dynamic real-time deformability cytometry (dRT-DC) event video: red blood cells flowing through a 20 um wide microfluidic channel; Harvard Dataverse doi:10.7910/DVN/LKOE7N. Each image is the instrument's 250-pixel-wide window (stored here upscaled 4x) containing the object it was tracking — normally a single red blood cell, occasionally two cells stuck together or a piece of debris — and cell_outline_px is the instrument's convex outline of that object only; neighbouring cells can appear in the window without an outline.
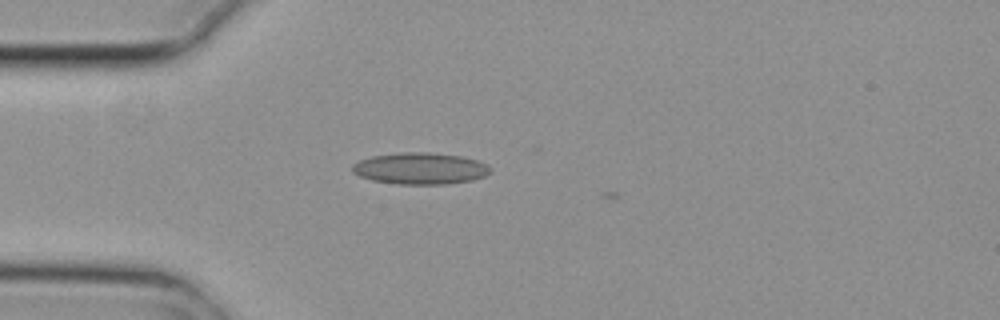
{"species": "common noctule bat (a hibernating species)", "species_latin": "Nyctalus noctula", "temperature_condition": "cold", "stored_images_in_passage": 5, "camera_frame_rate_fps": 3000, "um_per_image_px": 0.085, "animal": {"sex": "female", "body_mass_g": 29.2, "forearm_length_mm": 56.3}, "frame": {"image": 1, "passage_image": 4, "time_ms": 1.0, "image_size_px": [1000, 320], "cell_outline_px": [[492, 172], [484, 176], [472, 180], [444, 184], [396, 184], [372, 180], [360, 176], [352, 172], [352, 164], [360, 160], [372, 156], [400, 152], [428, 152], [460, 156], [476, 160], [488, 164], [492, 168]], "centroid_in_image_um": [35.73, 14.32], "position_along_channel_um": 49.3, "area_um2": 25.49}}